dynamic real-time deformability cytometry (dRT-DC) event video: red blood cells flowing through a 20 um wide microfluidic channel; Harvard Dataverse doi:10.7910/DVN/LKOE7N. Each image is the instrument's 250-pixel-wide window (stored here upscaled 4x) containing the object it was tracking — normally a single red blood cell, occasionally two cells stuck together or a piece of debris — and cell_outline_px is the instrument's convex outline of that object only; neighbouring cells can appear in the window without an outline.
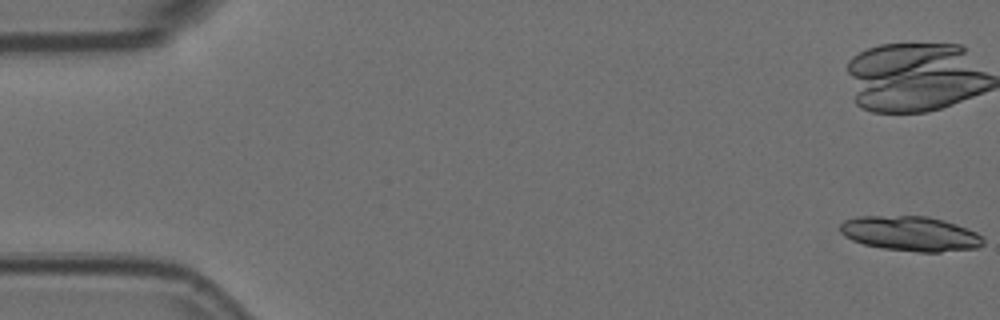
{"species": "Egyptian fruit bat (a non-hibernating species)", "species_latin": "Rousettus aegyptiacus", "temperature_condition": "room temperature", "stored_images_in_passage": 56, "camera_frame_rate_fps": 3000, "um_per_image_px": 0.085, "animal": {"sex": "female"}, "frame": {"image": 1, "passage_image": 1, "time_ms": 0.0, "image_size_px": [1000, 320], "cell_outline_px": [[984, 244], [976, 248], [940, 252], [916, 252], [880, 248], [864, 244], [852, 240], [844, 236], [840, 232], [840, 224], [844, 220], [856, 216], [928, 216], [944, 220], [956, 224], [976, 232], [984, 240]], "centroid_in_image_um": [77.36, 19.86], "position_along_channel_um": 7.6, "area_um2": 29.19}}